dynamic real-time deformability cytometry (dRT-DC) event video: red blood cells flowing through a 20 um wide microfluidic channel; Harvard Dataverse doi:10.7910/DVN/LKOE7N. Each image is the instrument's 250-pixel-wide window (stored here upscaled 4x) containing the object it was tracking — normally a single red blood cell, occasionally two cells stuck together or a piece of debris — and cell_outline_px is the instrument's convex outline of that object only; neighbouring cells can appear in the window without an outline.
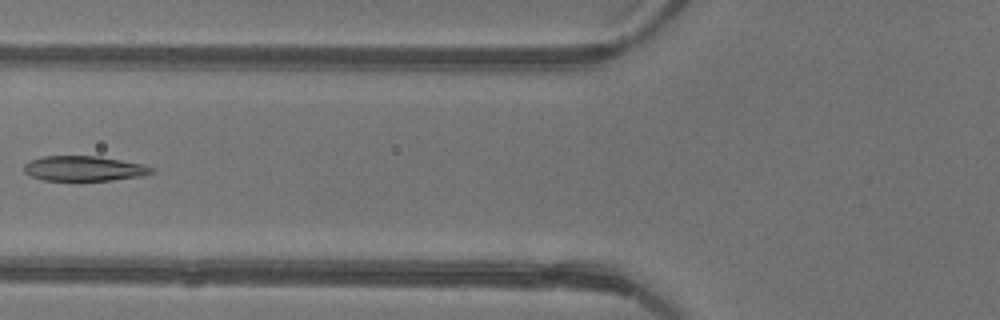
{"species": "common noctule bat (a hibernating species)", "species_latin": "Nyctalus noctula", "temperature_condition": "warm", "stored_images_in_passage": 5, "camera_frame_rate_fps": 3000, "um_per_image_px": 0.085, "animal": {"sex": "female"}, "frame": {"image": 1, "passage_image": 5, "time_ms": 1.333, "image_size_px": [1000, 320], "cell_outline_px": [[156, 172], [140, 176], [112, 180], [80, 184], [44, 180], [32, 176], [24, 172], [24, 164], [28, 160], [44, 156], [100, 156], [144, 164], [156, 168]], "centroid_in_image_um": [7.15, 14.36], "position_along_channel_um": 118.6, "area_um2": 19.71}}